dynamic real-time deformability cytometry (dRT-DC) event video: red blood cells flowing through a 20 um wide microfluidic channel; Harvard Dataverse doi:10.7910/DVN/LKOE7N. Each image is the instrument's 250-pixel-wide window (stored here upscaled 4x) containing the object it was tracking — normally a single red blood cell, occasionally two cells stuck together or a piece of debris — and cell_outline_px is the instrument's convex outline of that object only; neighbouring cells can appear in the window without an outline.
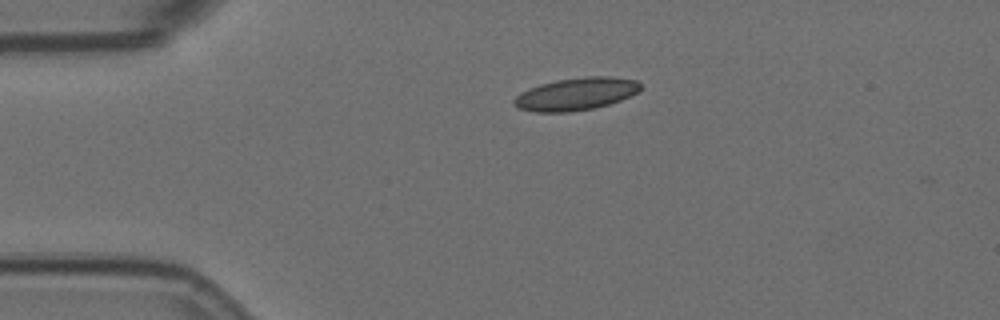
{"species": "Egyptian fruit bat (a non-hibernating species)", "species_latin": "Rousettus aegyptiacus", "temperature_condition": "room temperature", "stored_images_in_passage": 2, "camera_frame_rate_fps": 3000, "um_per_image_px": 0.085, "animal": {"sex": "female"}, "frame": {"image": 1, "passage_image": 1, "time_ms": 0.0, "image_size_px": [1000, 320], "cell_outline_px": [[640, 88], [636, 92], [620, 100], [608, 104], [592, 108], [568, 112], [536, 112], [520, 108], [512, 104], [512, 100], [520, 92], [540, 84], [556, 80], [584, 76], [612, 76], [636, 80], [640, 84]], "centroid_in_image_um": [48.92, 7.98], "position_along_channel_um": 36.1, "area_um2": 23.81}}